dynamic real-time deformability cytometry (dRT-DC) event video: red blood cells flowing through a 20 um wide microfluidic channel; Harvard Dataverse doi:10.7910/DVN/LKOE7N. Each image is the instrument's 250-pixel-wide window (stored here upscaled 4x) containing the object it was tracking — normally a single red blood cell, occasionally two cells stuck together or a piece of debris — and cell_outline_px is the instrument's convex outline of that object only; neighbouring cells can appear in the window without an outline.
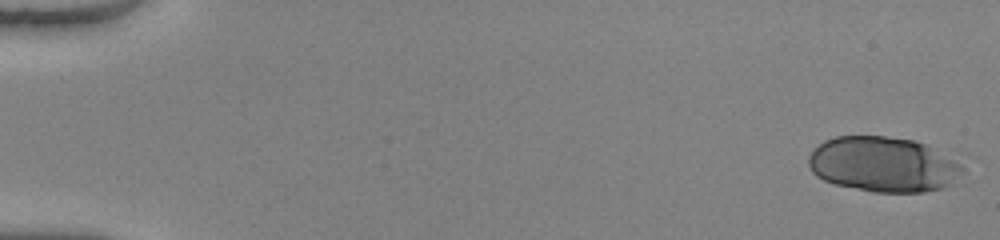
{"species": "human", "species_latin": "Homo sapiens", "temperature_condition": "warm", "stored_images_in_passage": 50, "segment_of_instrument_passage": [1, 2], "camera_frame_rate_fps": 3000, "um_per_image_px": 0.085, "donor": {"sex": "female"}, "frame": {"image": 1, "passage_image": 1, "time_ms": 0.0, "image_size_px": [1000, 240], "cell_outline_px": [[964, 172], [956, 184], [944, 188], [924, 192], [872, 192], [836, 184], [824, 180], [816, 176], [812, 172], [808, 164], [808, 156], [824, 140], [836, 136], [884, 136], [912, 140], [924, 144], [960, 164], [964, 168]], "centroid_in_image_um": [75.08, 14.0], "position_along_channel_um": 9.9, "area_um2": 49.53}}
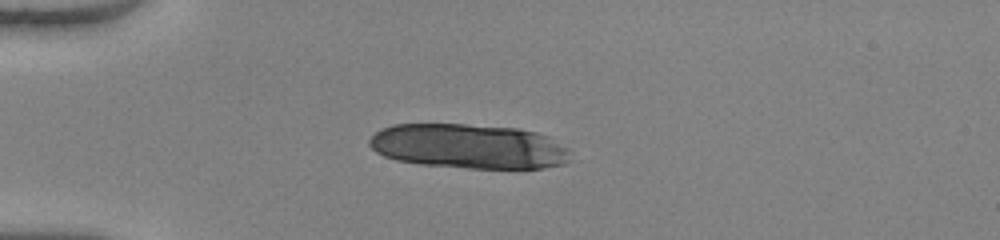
{"frame": {"image": 2, "passage_image": 14, "time_ms": 4.333, "image_size_px": [1000, 240], "cell_outline_px": [[572, 160], [564, 164], [544, 168], [468, 168], [420, 164], [396, 160], [384, 156], [376, 152], [368, 144], [368, 140], [376, 132], [392, 124], [464, 124], [516, 128], [536, 132], [548, 136], [568, 148], [572, 152]], "centroid_in_image_um": [39.88, 12.44], "position_along_channel_um": 45.1, "area_um2": 52.66}}